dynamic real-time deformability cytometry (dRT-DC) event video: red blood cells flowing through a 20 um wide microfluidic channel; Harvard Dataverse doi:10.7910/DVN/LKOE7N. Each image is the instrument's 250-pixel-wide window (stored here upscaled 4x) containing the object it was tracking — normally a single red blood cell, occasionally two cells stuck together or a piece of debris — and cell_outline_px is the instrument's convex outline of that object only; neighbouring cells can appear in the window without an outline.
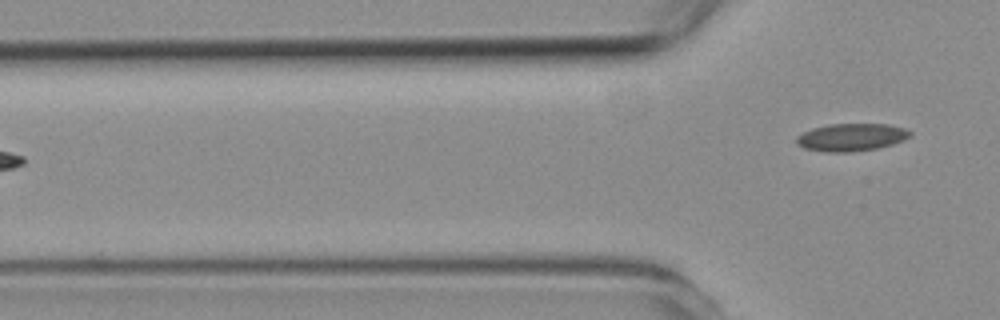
{"species": "common noctule bat (a hibernating species)", "species_latin": "Nyctalus noctula", "temperature_condition": "room temperature", "stored_images_in_passage": 5, "camera_frame_rate_fps": 3000, "um_per_image_px": 0.085, "animal": {"sex": "female", "body_mass_g": 19.3, "forearm_length_mm": 54.1}, "frame": {"image": 1, "passage_image": 5, "time_ms": 4.667, "image_size_px": [1000, 320], "cell_outline_px": [[912, 132], [904, 140], [880, 148], [852, 152], [824, 152], [804, 148], [796, 144], [796, 136], [812, 128], [832, 124], [888, 124], [904, 128]], "centroid_in_image_um": [72.35, 11.67], "position_along_channel_um": 53.5, "area_um2": 18.32}}